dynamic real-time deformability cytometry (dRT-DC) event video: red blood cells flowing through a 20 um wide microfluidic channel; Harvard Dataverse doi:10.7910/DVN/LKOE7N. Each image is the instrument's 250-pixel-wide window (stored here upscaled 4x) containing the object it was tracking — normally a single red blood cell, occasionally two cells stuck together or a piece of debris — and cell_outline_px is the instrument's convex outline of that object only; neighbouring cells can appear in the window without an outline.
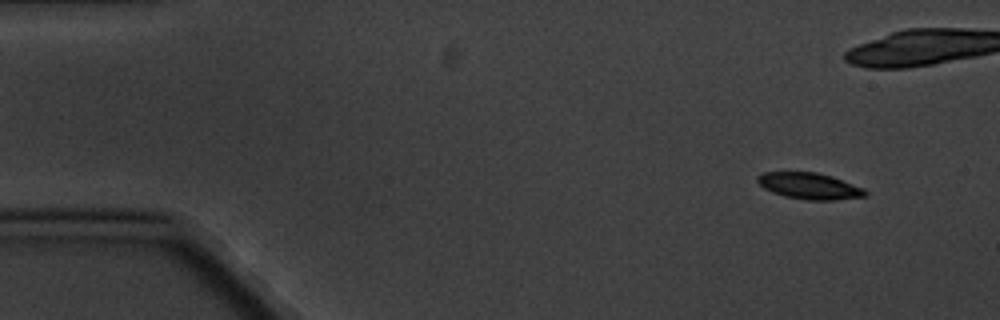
{"species": "common noctule bat (a hibernating species)", "species_latin": "Nyctalus noctula", "temperature_condition": "cold", "stored_images_in_passage": 6, "camera_frame_rate_fps": 3000, "um_per_image_px": 0.085, "animal": {"sex": "male", "body_mass_g": 20.1, "forearm_length_mm": 53.5}, "frame": {"image": 1, "passage_image": 1, "time_ms": 0.0, "image_size_px": [1000, 320], "cell_outline_px": [[868, 196], [832, 200], [808, 200], [784, 196], [772, 192], [764, 188], [756, 180], [756, 176], [764, 172], [816, 172], [832, 176], [864, 188], [868, 192]], "centroid_in_image_um": [68.82, 15.81], "position_along_channel_um": 16.2, "area_um2": 16.59}}